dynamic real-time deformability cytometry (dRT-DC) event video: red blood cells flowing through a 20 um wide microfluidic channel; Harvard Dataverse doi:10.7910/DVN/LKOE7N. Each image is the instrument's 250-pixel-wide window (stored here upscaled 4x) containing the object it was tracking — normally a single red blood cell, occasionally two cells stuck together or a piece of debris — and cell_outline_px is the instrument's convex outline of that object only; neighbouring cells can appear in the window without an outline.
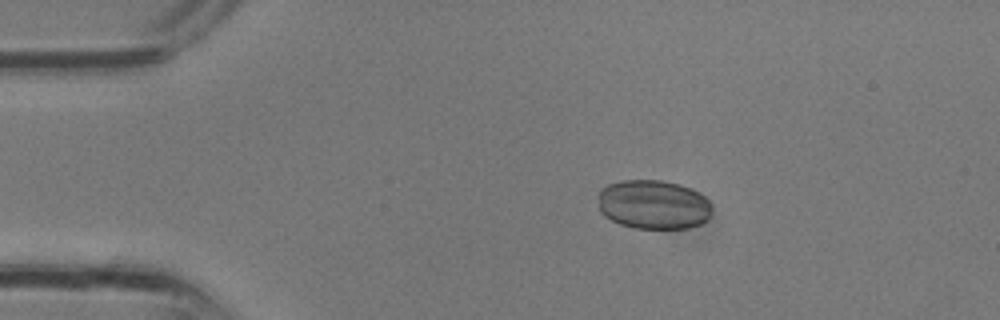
{"species": "common noctule bat (a hibernating species)", "species_latin": "Nyctalus noctula", "temperature_condition": "room temperature", "stored_images_in_passage": 28, "camera_frame_rate_fps": 3000, "um_per_image_px": 0.085, "animal": {"sex": "male", "body_mass_g": 13.3}, "frame": {"image": 1, "passage_image": 2, "time_ms": 0.333, "image_size_px": [1000, 320], "cell_outline_px": [[712, 212], [708, 220], [700, 224], [688, 228], [636, 228], [620, 224], [604, 216], [600, 212], [596, 196], [600, 188], [608, 184], [620, 180], [660, 180], [680, 184], [704, 196], [712, 204]], "centroid_in_image_um": [55.51, 17.38], "position_along_channel_um": 29.5, "area_um2": 33.06}}
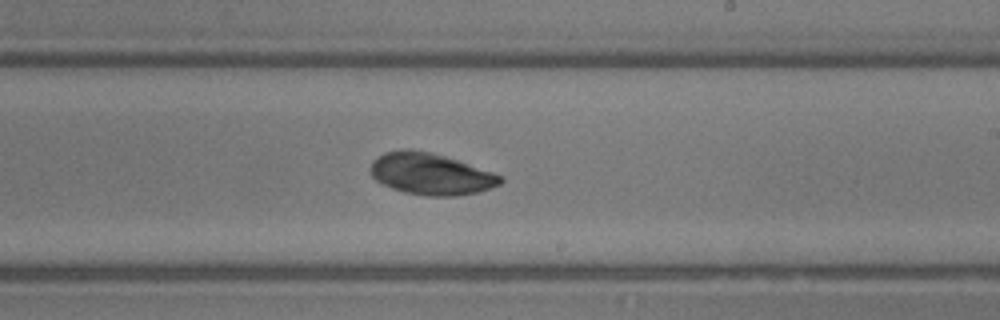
{"frame": {"image": 2, "passage_image": 15, "time_ms": 4.667, "image_size_px": [1000, 320], "cell_outline_px": [[504, 180], [500, 184], [476, 192], [456, 196], [424, 196], [404, 192], [392, 188], [376, 180], [372, 176], [368, 168], [372, 160], [376, 156], [384, 152], [404, 148], [408, 148], [428, 152], [444, 156], [504, 176]], "centroid_in_image_um": [36.55, 14.78], "position_along_channel_um": 252.4, "area_um2": 31.5}}
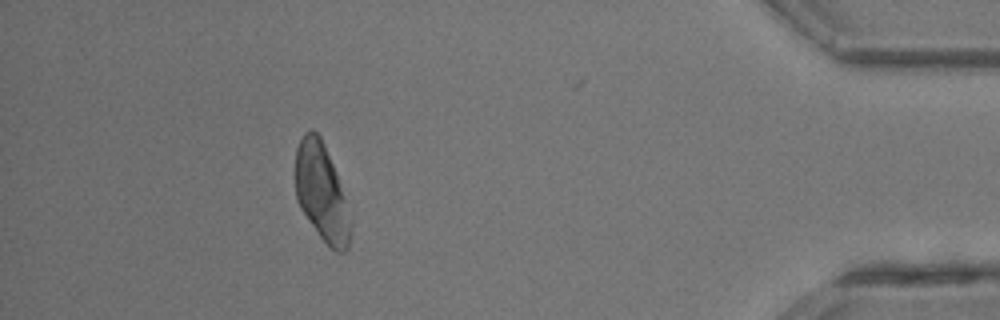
{"frame": {"image": 3, "passage_image": 25, "time_ms": 8.0, "image_size_px": [1000, 320], "cell_outline_px": [[352, 232], [348, 248], [344, 252], [336, 252], [320, 236], [300, 208], [296, 200], [296, 148], [304, 132], [312, 128], [320, 136], [324, 144], [336, 172], [352, 220]], "centroid_in_image_um": [27.35, 16.37], "position_along_channel_um": 407.8, "area_um2": 31.27}}